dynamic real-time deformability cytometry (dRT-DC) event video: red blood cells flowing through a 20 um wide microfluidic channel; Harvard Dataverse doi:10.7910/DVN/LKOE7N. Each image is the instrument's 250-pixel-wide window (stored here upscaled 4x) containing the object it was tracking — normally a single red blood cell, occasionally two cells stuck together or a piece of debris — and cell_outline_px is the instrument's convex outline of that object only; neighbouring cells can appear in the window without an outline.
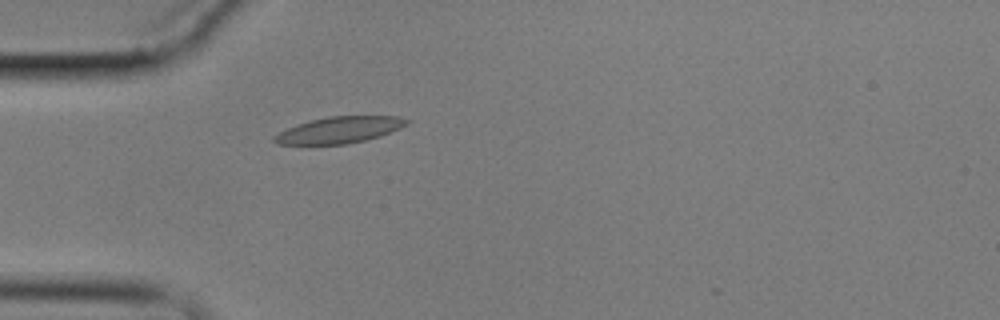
{"species": "common noctule bat (a hibernating species)", "species_latin": "Nyctalus noctula", "temperature_condition": "cold", "stored_images_in_passage": 4, "camera_frame_rate_fps": 3000, "um_per_image_px": 0.085, "animal": {"sex": "male", "body_mass_g": 17.9}, "frame": {"image": 1, "passage_image": 4, "time_ms": 4.333, "image_size_px": [1000, 320], "cell_outline_px": [[412, 120], [408, 124], [400, 128], [380, 136], [364, 140], [344, 144], [276, 144], [272, 140], [272, 136], [288, 128], [312, 120], [328, 116], [400, 116]], "centroid_in_image_um": [28.89, 11.04], "position_along_channel_um": 56.1, "area_um2": 20.23}}